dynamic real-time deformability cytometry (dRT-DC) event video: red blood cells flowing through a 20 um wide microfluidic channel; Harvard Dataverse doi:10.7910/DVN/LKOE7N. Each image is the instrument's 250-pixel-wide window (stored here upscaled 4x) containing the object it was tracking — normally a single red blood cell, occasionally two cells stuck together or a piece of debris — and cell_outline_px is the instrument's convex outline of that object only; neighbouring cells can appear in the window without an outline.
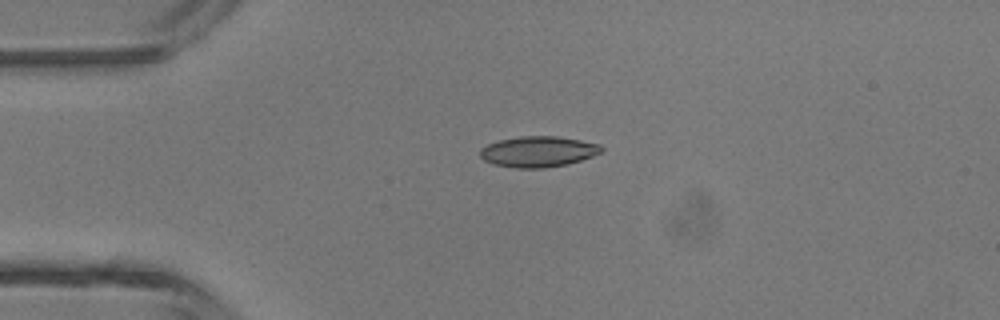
{"species": "common noctule bat (a hibernating species)", "species_latin": "Nyctalus noctula", "temperature_condition": "room temperature", "stored_images_in_passage": 3, "camera_frame_rate_fps": 3000, "um_per_image_px": 0.085, "animal": {"sex": "male", "body_mass_g": 13.3}, "frame": {"image": 1, "passage_image": 3, "time_ms": 0.667, "image_size_px": [1000, 320], "cell_outline_px": [[604, 148], [600, 152], [592, 156], [568, 164], [544, 168], [516, 168], [492, 164], [484, 160], [480, 156], [480, 148], [488, 144], [500, 140], [520, 136], [556, 136], [580, 140], [600, 144]], "centroid_in_image_um": [45.73, 12.89], "position_along_channel_um": 39.3, "area_um2": 21.73}}